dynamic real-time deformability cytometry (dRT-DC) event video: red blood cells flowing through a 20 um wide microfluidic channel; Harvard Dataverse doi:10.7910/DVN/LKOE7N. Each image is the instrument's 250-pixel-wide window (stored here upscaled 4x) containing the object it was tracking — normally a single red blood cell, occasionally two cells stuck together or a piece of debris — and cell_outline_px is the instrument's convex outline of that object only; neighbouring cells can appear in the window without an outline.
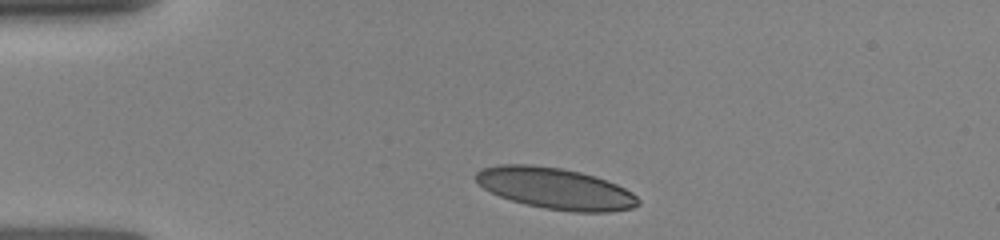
{"species": "human", "species_latin": "Homo sapiens", "temperature_condition": "room temperature", "stored_images_in_passage": 5, "camera_frame_rate_fps": 3000, "um_per_image_px": 0.085, "donor": {"sex": "female"}, "frame": {"image": 1, "passage_image": 1, "time_ms": 0.0, "image_size_px": [1000, 240], "cell_outline_px": [[640, 204], [632, 208], [608, 212], [572, 212], [544, 208], [524, 204], [500, 196], [484, 188], [472, 176], [480, 168], [500, 164], [532, 164], [560, 168], [580, 172], [596, 176], [616, 184], [632, 192], [640, 200]], "centroid_in_image_um": [47.2, 16.01], "position_along_channel_um": 37.8, "area_um2": 39.19}}
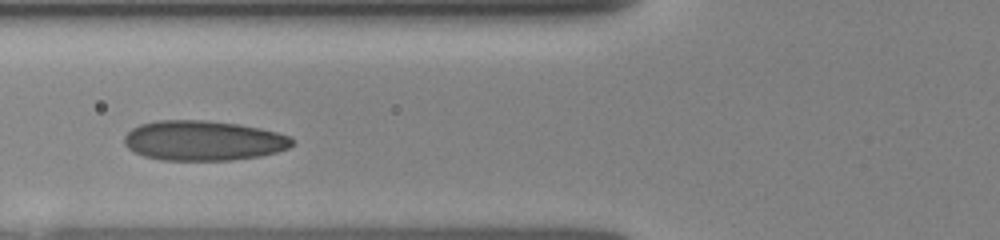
{"frame": {"image": 2, "passage_image": 3, "time_ms": 2.667, "image_size_px": [1000, 240], "cell_outline_px": [[296, 144], [288, 148], [276, 152], [260, 156], [228, 160], [160, 160], [144, 156], [128, 148], [124, 144], [124, 136], [132, 128], [140, 124], [156, 120], [204, 120], [240, 124], [260, 128], [292, 136], [296, 140]], "centroid_in_image_um": [17.31, 11.94], "position_along_channel_um": 108.5, "area_um2": 39.36}}
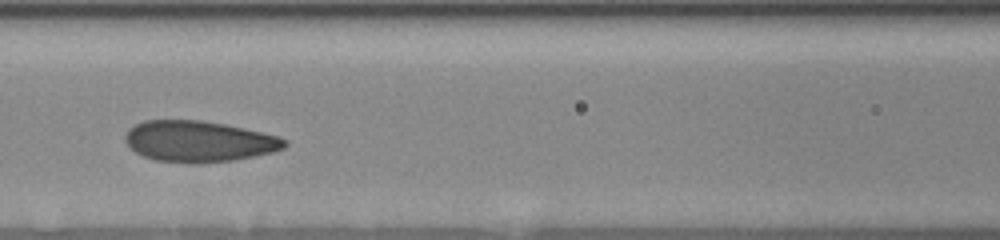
{"frame": {"image": 3, "passage_image": 4, "time_ms": 3.667, "image_size_px": [1000, 240], "cell_outline_px": [[288, 144], [284, 148], [272, 152], [236, 160], [200, 164], [192, 164], [156, 160], [144, 156], [128, 148], [124, 140], [124, 136], [128, 128], [144, 120], [200, 120], [224, 124], [280, 136], [288, 140]], "centroid_in_image_um": [16.89, 12.03], "position_along_channel_um": 149.7, "area_um2": 38.55}}